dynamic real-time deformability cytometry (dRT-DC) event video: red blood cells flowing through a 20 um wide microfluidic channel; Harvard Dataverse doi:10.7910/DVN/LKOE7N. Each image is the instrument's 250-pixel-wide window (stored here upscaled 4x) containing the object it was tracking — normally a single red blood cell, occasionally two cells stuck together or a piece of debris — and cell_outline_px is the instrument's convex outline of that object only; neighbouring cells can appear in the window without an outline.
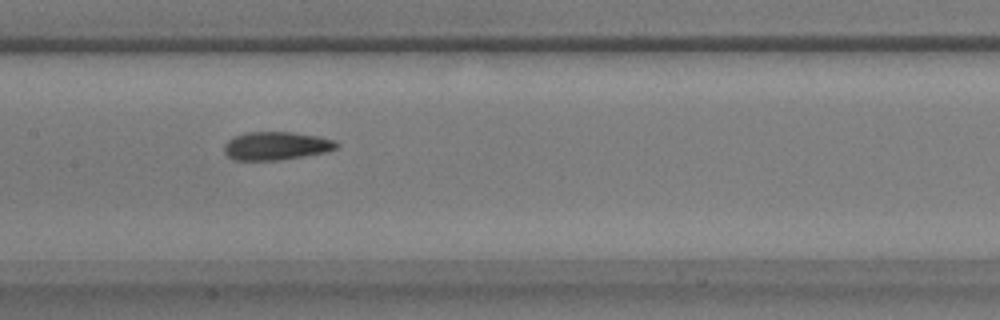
{"species": "common noctule bat (a hibernating species)", "species_latin": "Nyctalus noctula", "temperature_condition": "warm", "stored_images_in_passage": 51, "camera_frame_rate_fps": 3000, "um_per_image_px": 0.085, "animal": {"sex": "male", "body_mass_g": 17.9}, "frame": {"image": 1, "passage_image": 25, "time_ms": 8.0, "image_size_px": [1000, 320], "cell_outline_px": [[340, 148], [324, 152], [304, 156], [280, 160], [232, 160], [224, 152], [224, 144], [228, 140], [236, 136], [248, 132], [292, 132], [320, 136], [332, 140], [340, 144]], "centroid_in_image_um": [23.49, 12.4], "position_along_channel_um": 183.9, "area_um2": 18.55}}
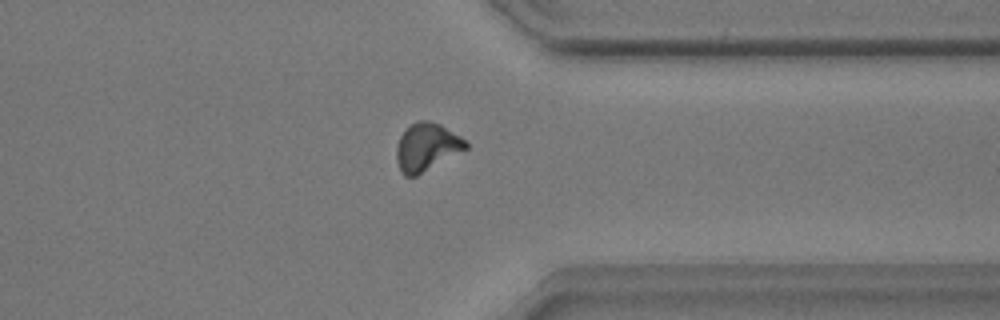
{"frame": {"image": 2, "passage_image": 40, "time_ms": 13.0, "image_size_px": [1000, 320], "cell_outline_px": [[468, 148], [416, 176], [404, 176], [400, 172], [396, 160], [396, 148], [400, 136], [412, 124], [420, 120], [428, 120], [440, 124], [460, 136], [468, 144]], "centroid_in_image_um": [36.25, 12.51], "position_along_channel_um": 375.2, "area_um2": 19.13}}
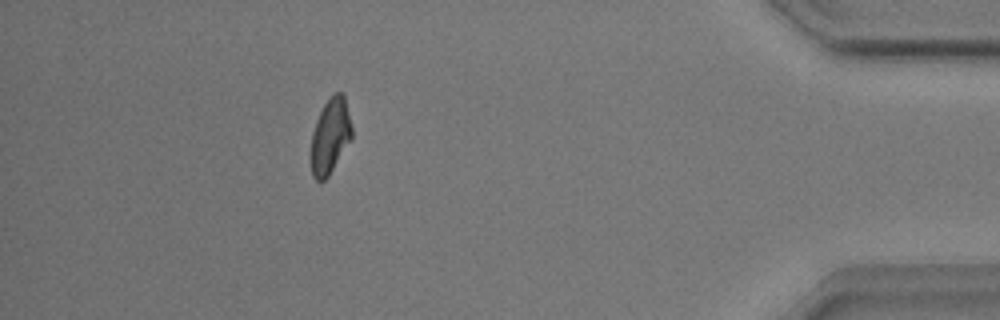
{"frame": {"image": 3, "passage_image": 46, "time_ms": 15.0, "image_size_px": [1000, 320], "cell_outline_px": [[352, 136], [328, 176], [324, 180], [316, 180], [312, 176], [308, 156], [312, 132], [316, 120], [324, 104], [332, 92], [340, 92], [344, 96], [352, 128]], "centroid_in_image_um": [28.01, 11.58], "position_along_channel_um": 407.2, "area_um2": 18.09}, "authors_computed_cell_mechanics": {"area_um2": 18.4382, "velocity_mm_per_s": 3.8973, "shape_relaxation_time_tau1_ms": 3.7435, "shape_relaxation_time_tau2_ms": 1.5133, "deformation_change_tau1": 0.1523, "deformation_change_tau2": 0.0751}}